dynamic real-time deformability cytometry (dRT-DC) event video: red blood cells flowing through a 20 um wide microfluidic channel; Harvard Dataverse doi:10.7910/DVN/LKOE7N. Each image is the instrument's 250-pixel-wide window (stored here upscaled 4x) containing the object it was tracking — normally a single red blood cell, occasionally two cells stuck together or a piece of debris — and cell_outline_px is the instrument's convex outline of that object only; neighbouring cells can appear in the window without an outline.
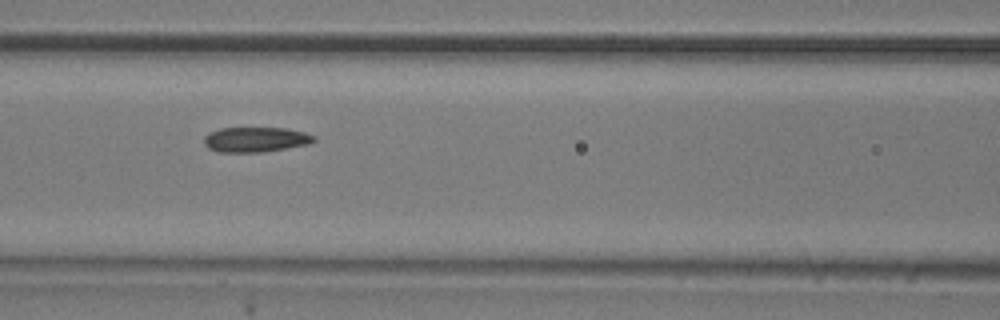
{"species": "common noctule bat (a hibernating species)", "species_latin": "Nyctalus noctula", "temperature_condition": "room temperature", "stored_images_in_passage": 14, "camera_frame_rate_fps": 3000, "um_per_image_px": 0.085, "animal": {"sex": "male", "body_mass_g": 20.5, "forearm_length_mm": 52.5}, "frame": {"image": 1, "passage_image": 4, "time_ms": 3.667, "image_size_px": [1000, 320], "cell_outline_px": [[316, 140], [308, 144], [260, 152], [220, 152], [208, 148], [204, 144], [204, 136], [220, 128], [288, 128], [304, 132], [316, 136]], "centroid_in_image_um": [21.73, 11.85], "position_along_channel_um": 144.9, "area_um2": 15.9}}
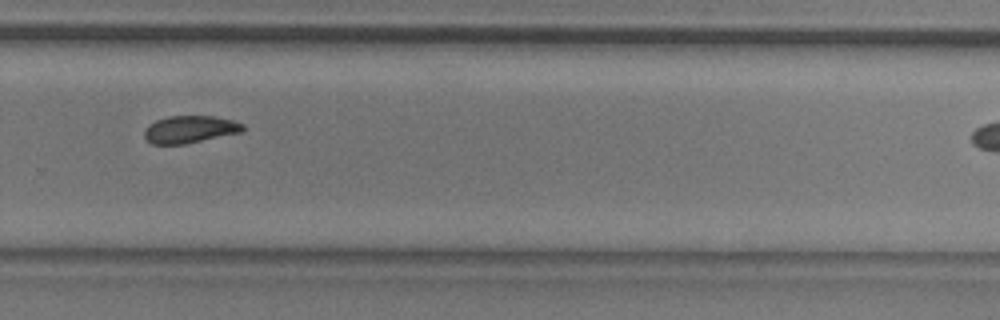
{"frame": {"image": 2, "passage_image": 8, "time_ms": 8.333, "image_size_px": [1000, 320], "cell_outline_px": [[244, 132], [184, 144], [152, 144], [144, 136], [144, 128], [148, 124], [156, 120], [168, 116], [212, 116], [232, 120], [244, 124]], "centroid_in_image_um": [16.14, 10.99], "position_along_channel_um": 313.7, "area_um2": 15.78}}
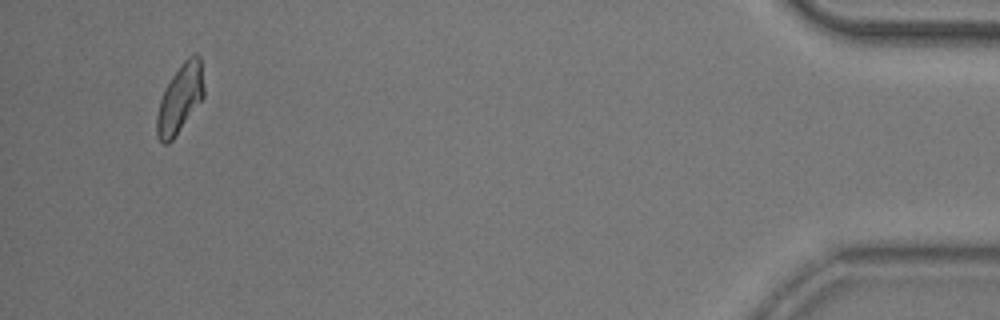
{"frame": {"image": 3, "passage_image": 13, "time_ms": 15.333, "image_size_px": [1000, 320], "cell_outline_px": [[204, 96], [172, 140], [168, 144], [164, 144], [156, 136], [156, 116], [160, 100], [172, 76], [180, 64], [192, 52], [196, 52], [200, 56], [204, 88]], "centroid_in_image_um": [15.3, 8.35], "position_along_channel_um": 419.9, "area_um2": 18.67}, "authors_computed_cell_mechanics": {"area_um2": 17.5712, "velocity_mm_per_s": 3.6155, "shape_relaxation_time_tau1_ms": 3.1521, "shape_relaxation_time_tau2_ms": null, "deformation_change_tau1": 0.0743, "deformation_change_tau2": null}}